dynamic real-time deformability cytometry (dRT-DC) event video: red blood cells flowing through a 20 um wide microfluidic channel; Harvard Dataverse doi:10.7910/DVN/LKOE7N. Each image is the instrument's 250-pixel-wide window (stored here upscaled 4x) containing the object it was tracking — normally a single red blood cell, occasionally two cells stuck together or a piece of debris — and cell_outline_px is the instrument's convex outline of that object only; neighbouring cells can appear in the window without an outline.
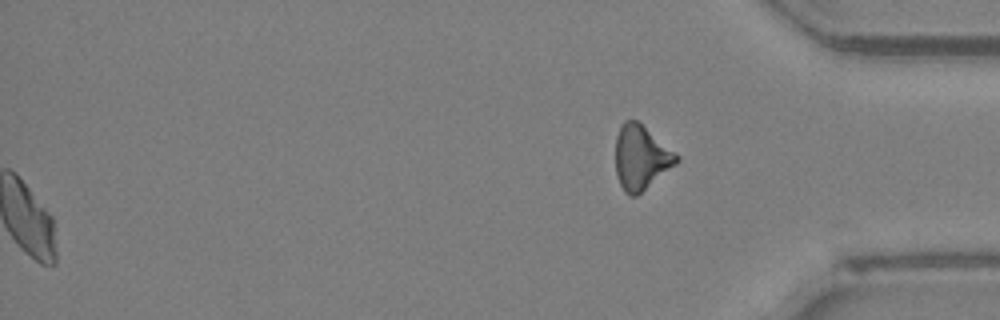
{"species": "Egyptian fruit bat (a non-hibernating species)", "species_latin": "Rousettus aegyptiacus", "temperature_condition": "room temperature", "stored_images_in_passage": 51, "segment_of_instrument_passage": [2, 2], "camera_frame_rate_fps": 3000, "um_per_image_px": 0.085, "animal": {"sex": "female"}, "frame": {"image": 1, "passage_image": 51, "time_ms": 16.667, "image_size_px": [1000, 320], "cell_outline_px": [[680, 160], [676, 164], [636, 196], [628, 196], [624, 192], [616, 176], [616, 136], [624, 120], [636, 120], [676, 152], [680, 156]], "centroid_in_image_um": [54.48, 13.4], "position_along_channel_um": 380.7, "area_um2": 22.72}}